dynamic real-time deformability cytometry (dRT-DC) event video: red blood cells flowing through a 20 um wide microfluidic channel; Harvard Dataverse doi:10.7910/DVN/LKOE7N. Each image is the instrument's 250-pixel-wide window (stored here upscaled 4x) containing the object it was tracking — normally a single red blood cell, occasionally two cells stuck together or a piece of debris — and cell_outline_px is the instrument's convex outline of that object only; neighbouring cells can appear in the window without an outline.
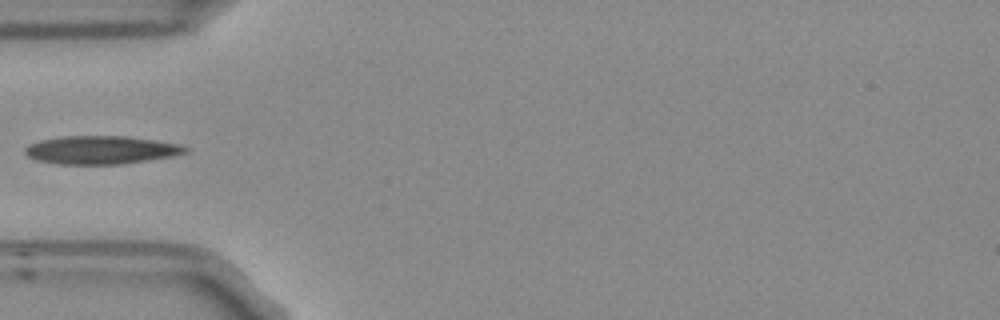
{"species": "Egyptian fruit bat (a non-hibernating species)", "species_latin": "Rousettus aegyptiacus", "temperature_condition": "room temperature", "stored_images_in_passage": 6, "camera_frame_rate_fps": 3000, "um_per_image_px": 0.085, "frame": {"image": 1, "passage_image": 5, "time_ms": 1.333, "image_size_px": [1000, 320], "cell_outline_px": [[188, 152], [172, 156], [148, 160], [120, 164], [56, 164], [36, 160], [28, 156], [24, 152], [24, 148], [28, 144], [40, 140], [60, 136], [128, 136], [156, 140], [180, 144], [188, 148]], "centroid_in_image_um": [8.56, 12.74], "position_along_channel_um": 76.4, "area_um2": 26.53}}